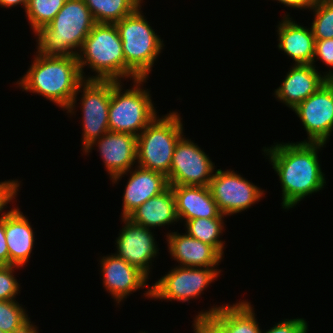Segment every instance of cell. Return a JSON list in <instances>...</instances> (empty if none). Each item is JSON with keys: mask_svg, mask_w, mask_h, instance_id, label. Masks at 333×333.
<instances>
[{"mask_svg": "<svg viewBox=\"0 0 333 333\" xmlns=\"http://www.w3.org/2000/svg\"><path fill=\"white\" fill-rule=\"evenodd\" d=\"M323 143H274L263 147L282 188V208L289 210L312 193L323 190L326 180L319 163L318 151Z\"/></svg>", "mask_w": 333, "mask_h": 333, "instance_id": "6da1fadb", "label": "cell"}, {"mask_svg": "<svg viewBox=\"0 0 333 333\" xmlns=\"http://www.w3.org/2000/svg\"><path fill=\"white\" fill-rule=\"evenodd\" d=\"M83 81L76 56H47L36 52L26 74L14 84L22 91L42 95L67 111Z\"/></svg>", "mask_w": 333, "mask_h": 333, "instance_id": "7a4b0ae2", "label": "cell"}, {"mask_svg": "<svg viewBox=\"0 0 333 333\" xmlns=\"http://www.w3.org/2000/svg\"><path fill=\"white\" fill-rule=\"evenodd\" d=\"M96 24L83 0H66L53 20L35 32L36 52L47 56H76Z\"/></svg>", "mask_w": 333, "mask_h": 333, "instance_id": "3957f363", "label": "cell"}, {"mask_svg": "<svg viewBox=\"0 0 333 333\" xmlns=\"http://www.w3.org/2000/svg\"><path fill=\"white\" fill-rule=\"evenodd\" d=\"M141 8L142 5L131 15L115 23L125 58V80L148 79L156 59L165 46Z\"/></svg>", "mask_w": 333, "mask_h": 333, "instance_id": "277c9868", "label": "cell"}, {"mask_svg": "<svg viewBox=\"0 0 333 333\" xmlns=\"http://www.w3.org/2000/svg\"><path fill=\"white\" fill-rule=\"evenodd\" d=\"M77 59L84 80L125 79L122 41L115 24L96 23L84 40ZM86 66L95 75L85 76Z\"/></svg>", "mask_w": 333, "mask_h": 333, "instance_id": "5b68a950", "label": "cell"}, {"mask_svg": "<svg viewBox=\"0 0 333 333\" xmlns=\"http://www.w3.org/2000/svg\"><path fill=\"white\" fill-rule=\"evenodd\" d=\"M182 119L176 111L153 119L137 136V166L168 177L175 146L184 135Z\"/></svg>", "mask_w": 333, "mask_h": 333, "instance_id": "8992f818", "label": "cell"}, {"mask_svg": "<svg viewBox=\"0 0 333 333\" xmlns=\"http://www.w3.org/2000/svg\"><path fill=\"white\" fill-rule=\"evenodd\" d=\"M147 80L135 79L132 88L126 90L122 88L123 83L118 81L111 88L109 131L128 133L137 137L157 116L151 91L143 87Z\"/></svg>", "mask_w": 333, "mask_h": 333, "instance_id": "52a82bcc", "label": "cell"}, {"mask_svg": "<svg viewBox=\"0 0 333 333\" xmlns=\"http://www.w3.org/2000/svg\"><path fill=\"white\" fill-rule=\"evenodd\" d=\"M118 81L114 80H84L79 86L74 99L67 109L70 116L74 114L77 96L82 110V147L83 152L97 139L109 131L108 113L111 101V88Z\"/></svg>", "mask_w": 333, "mask_h": 333, "instance_id": "ba28073f", "label": "cell"}, {"mask_svg": "<svg viewBox=\"0 0 333 333\" xmlns=\"http://www.w3.org/2000/svg\"><path fill=\"white\" fill-rule=\"evenodd\" d=\"M221 270L216 267L176 266L143 293L148 299L181 301L200 297L201 293L217 280Z\"/></svg>", "mask_w": 333, "mask_h": 333, "instance_id": "9c48e42d", "label": "cell"}, {"mask_svg": "<svg viewBox=\"0 0 333 333\" xmlns=\"http://www.w3.org/2000/svg\"><path fill=\"white\" fill-rule=\"evenodd\" d=\"M209 188L220 212L233 215L251 208L259 202L265 191L234 170L216 169Z\"/></svg>", "mask_w": 333, "mask_h": 333, "instance_id": "30bf717a", "label": "cell"}, {"mask_svg": "<svg viewBox=\"0 0 333 333\" xmlns=\"http://www.w3.org/2000/svg\"><path fill=\"white\" fill-rule=\"evenodd\" d=\"M215 164L194 141L183 135L175 146L169 175V185L209 186Z\"/></svg>", "mask_w": 333, "mask_h": 333, "instance_id": "8fae6325", "label": "cell"}, {"mask_svg": "<svg viewBox=\"0 0 333 333\" xmlns=\"http://www.w3.org/2000/svg\"><path fill=\"white\" fill-rule=\"evenodd\" d=\"M293 111L308 135L307 140L299 142L326 144L333 131V79H328Z\"/></svg>", "mask_w": 333, "mask_h": 333, "instance_id": "7c38bea8", "label": "cell"}, {"mask_svg": "<svg viewBox=\"0 0 333 333\" xmlns=\"http://www.w3.org/2000/svg\"><path fill=\"white\" fill-rule=\"evenodd\" d=\"M121 219L124 225L115 240V254L150 277L152 261L159 254L155 234L152 229L137 225L127 217Z\"/></svg>", "mask_w": 333, "mask_h": 333, "instance_id": "4fadbf2b", "label": "cell"}, {"mask_svg": "<svg viewBox=\"0 0 333 333\" xmlns=\"http://www.w3.org/2000/svg\"><path fill=\"white\" fill-rule=\"evenodd\" d=\"M316 68L312 64H293L281 85L275 89L274 97L293 110L328 79H333V69L321 73Z\"/></svg>", "mask_w": 333, "mask_h": 333, "instance_id": "5bb4252c", "label": "cell"}, {"mask_svg": "<svg viewBox=\"0 0 333 333\" xmlns=\"http://www.w3.org/2000/svg\"><path fill=\"white\" fill-rule=\"evenodd\" d=\"M97 146L100 158L110 180L122 173L128 172L137 165V137L121 132L108 131L95 140L83 153L87 155Z\"/></svg>", "mask_w": 333, "mask_h": 333, "instance_id": "9a60e30c", "label": "cell"}, {"mask_svg": "<svg viewBox=\"0 0 333 333\" xmlns=\"http://www.w3.org/2000/svg\"><path fill=\"white\" fill-rule=\"evenodd\" d=\"M100 269L103 287L112 295L116 304L120 305L132 292L149 287V278L115 253L101 257Z\"/></svg>", "mask_w": 333, "mask_h": 333, "instance_id": "2e32d148", "label": "cell"}, {"mask_svg": "<svg viewBox=\"0 0 333 333\" xmlns=\"http://www.w3.org/2000/svg\"><path fill=\"white\" fill-rule=\"evenodd\" d=\"M135 167V169H134ZM128 172L111 179L112 184L118 183L124 175L130 173L123 193L121 217H128L136 208L151 197L157 196L169 187L167 177L159 172L144 169L135 165Z\"/></svg>", "mask_w": 333, "mask_h": 333, "instance_id": "e0dca14e", "label": "cell"}, {"mask_svg": "<svg viewBox=\"0 0 333 333\" xmlns=\"http://www.w3.org/2000/svg\"><path fill=\"white\" fill-rule=\"evenodd\" d=\"M168 252L182 267H217L224 258L213 246L186 233L171 232L166 235Z\"/></svg>", "mask_w": 333, "mask_h": 333, "instance_id": "ac0fdd59", "label": "cell"}, {"mask_svg": "<svg viewBox=\"0 0 333 333\" xmlns=\"http://www.w3.org/2000/svg\"><path fill=\"white\" fill-rule=\"evenodd\" d=\"M175 198L176 214L181 222L197 218H224L209 186L169 185Z\"/></svg>", "mask_w": 333, "mask_h": 333, "instance_id": "d6986e66", "label": "cell"}, {"mask_svg": "<svg viewBox=\"0 0 333 333\" xmlns=\"http://www.w3.org/2000/svg\"><path fill=\"white\" fill-rule=\"evenodd\" d=\"M20 208L5 211V235L9 252V265L23 268L31 257L35 232Z\"/></svg>", "mask_w": 333, "mask_h": 333, "instance_id": "ffe728a7", "label": "cell"}, {"mask_svg": "<svg viewBox=\"0 0 333 333\" xmlns=\"http://www.w3.org/2000/svg\"><path fill=\"white\" fill-rule=\"evenodd\" d=\"M282 21L278 23V49L297 64H312L314 57L315 39L311 28L300 25L284 14Z\"/></svg>", "mask_w": 333, "mask_h": 333, "instance_id": "44dd1931", "label": "cell"}, {"mask_svg": "<svg viewBox=\"0 0 333 333\" xmlns=\"http://www.w3.org/2000/svg\"><path fill=\"white\" fill-rule=\"evenodd\" d=\"M127 218L133 223L149 229L177 223L179 219L171 186L159 195L151 197Z\"/></svg>", "mask_w": 333, "mask_h": 333, "instance_id": "7402d4cb", "label": "cell"}, {"mask_svg": "<svg viewBox=\"0 0 333 333\" xmlns=\"http://www.w3.org/2000/svg\"><path fill=\"white\" fill-rule=\"evenodd\" d=\"M252 306L247 300H241L233 305H216L202 310L195 317L212 315L229 333H262Z\"/></svg>", "mask_w": 333, "mask_h": 333, "instance_id": "603a6c76", "label": "cell"}, {"mask_svg": "<svg viewBox=\"0 0 333 333\" xmlns=\"http://www.w3.org/2000/svg\"><path fill=\"white\" fill-rule=\"evenodd\" d=\"M96 23L115 24L131 15L143 0H83Z\"/></svg>", "mask_w": 333, "mask_h": 333, "instance_id": "cb8c5ba5", "label": "cell"}, {"mask_svg": "<svg viewBox=\"0 0 333 333\" xmlns=\"http://www.w3.org/2000/svg\"><path fill=\"white\" fill-rule=\"evenodd\" d=\"M184 224L187 235L213 246L223 256L225 241L219 238L224 232V218H197Z\"/></svg>", "mask_w": 333, "mask_h": 333, "instance_id": "d4e9b609", "label": "cell"}, {"mask_svg": "<svg viewBox=\"0 0 333 333\" xmlns=\"http://www.w3.org/2000/svg\"><path fill=\"white\" fill-rule=\"evenodd\" d=\"M33 326L22 304L16 300H0V330L5 333H25Z\"/></svg>", "mask_w": 333, "mask_h": 333, "instance_id": "484cf974", "label": "cell"}, {"mask_svg": "<svg viewBox=\"0 0 333 333\" xmlns=\"http://www.w3.org/2000/svg\"><path fill=\"white\" fill-rule=\"evenodd\" d=\"M65 2L66 0H29L25 13L33 32L47 26Z\"/></svg>", "mask_w": 333, "mask_h": 333, "instance_id": "4316f807", "label": "cell"}, {"mask_svg": "<svg viewBox=\"0 0 333 333\" xmlns=\"http://www.w3.org/2000/svg\"><path fill=\"white\" fill-rule=\"evenodd\" d=\"M314 12L311 30L315 40L333 39V2L319 0Z\"/></svg>", "mask_w": 333, "mask_h": 333, "instance_id": "83f0119b", "label": "cell"}, {"mask_svg": "<svg viewBox=\"0 0 333 333\" xmlns=\"http://www.w3.org/2000/svg\"><path fill=\"white\" fill-rule=\"evenodd\" d=\"M19 266L0 265V300H15L20 293V284L14 276Z\"/></svg>", "mask_w": 333, "mask_h": 333, "instance_id": "f1b7e54d", "label": "cell"}, {"mask_svg": "<svg viewBox=\"0 0 333 333\" xmlns=\"http://www.w3.org/2000/svg\"><path fill=\"white\" fill-rule=\"evenodd\" d=\"M308 323L304 318L284 319L262 333H307Z\"/></svg>", "mask_w": 333, "mask_h": 333, "instance_id": "f546056e", "label": "cell"}, {"mask_svg": "<svg viewBox=\"0 0 333 333\" xmlns=\"http://www.w3.org/2000/svg\"><path fill=\"white\" fill-rule=\"evenodd\" d=\"M194 333H229L212 315L194 317Z\"/></svg>", "mask_w": 333, "mask_h": 333, "instance_id": "4dcf8cb0", "label": "cell"}, {"mask_svg": "<svg viewBox=\"0 0 333 333\" xmlns=\"http://www.w3.org/2000/svg\"><path fill=\"white\" fill-rule=\"evenodd\" d=\"M317 59L333 68V39L315 40L314 57L312 65L315 66Z\"/></svg>", "mask_w": 333, "mask_h": 333, "instance_id": "1f68e13d", "label": "cell"}, {"mask_svg": "<svg viewBox=\"0 0 333 333\" xmlns=\"http://www.w3.org/2000/svg\"><path fill=\"white\" fill-rule=\"evenodd\" d=\"M20 182L18 179L16 180H5L0 182V214L7 209V205L10 202H14L13 200L16 199L20 188ZM6 206V207H5Z\"/></svg>", "mask_w": 333, "mask_h": 333, "instance_id": "d6a6232c", "label": "cell"}, {"mask_svg": "<svg viewBox=\"0 0 333 333\" xmlns=\"http://www.w3.org/2000/svg\"><path fill=\"white\" fill-rule=\"evenodd\" d=\"M0 265H9V252L5 235V211L0 214Z\"/></svg>", "mask_w": 333, "mask_h": 333, "instance_id": "836d02e7", "label": "cell"}, {"mask_svg": "<svg viewBox=\"0 0 333 333\" xmlns=\"http://www.w3.org/2000/svg\"><path fill=\"white\" fill-rule=\"evenodd\" d=\"M279 1V3L284 4L285 7H290L293 9H305L311 10L319 0H275Z\"/></svg>", "mask_w": 333, "mask_h": 333, "instance_id": "e575fe53", "label": "cell"}, {"mask_svg": "<svg viewBox=\"0 0 333 333\" xmlns=\"http://www.w3.org/2000/svg\"><path fill=\"white\" fill-rule=\"evenodd\" d=\"M28 2L29 0H0V6L1 8H11L20 5L24 8V10H26Z\"/></svg>", "mask_w": 333, "mask_h": 333, "instance_id": "d590c367", "label": "cell"}, {"mask_svg": "<svg viewBox=\"0 0 333 333\" xmlns=\"http://www.w3.org/2000/svg\"><path fill=\"white\" fill-rule=\"evenodd\" d=\"M38 327L36 325H34L32 328H30L28 331H26L25 333H39L37 330Z\"/></svg>", "mask_w": 333, "mask_h": 333, "instance_id": "8d00e7d4", "label": "cell"}]
</instances>
